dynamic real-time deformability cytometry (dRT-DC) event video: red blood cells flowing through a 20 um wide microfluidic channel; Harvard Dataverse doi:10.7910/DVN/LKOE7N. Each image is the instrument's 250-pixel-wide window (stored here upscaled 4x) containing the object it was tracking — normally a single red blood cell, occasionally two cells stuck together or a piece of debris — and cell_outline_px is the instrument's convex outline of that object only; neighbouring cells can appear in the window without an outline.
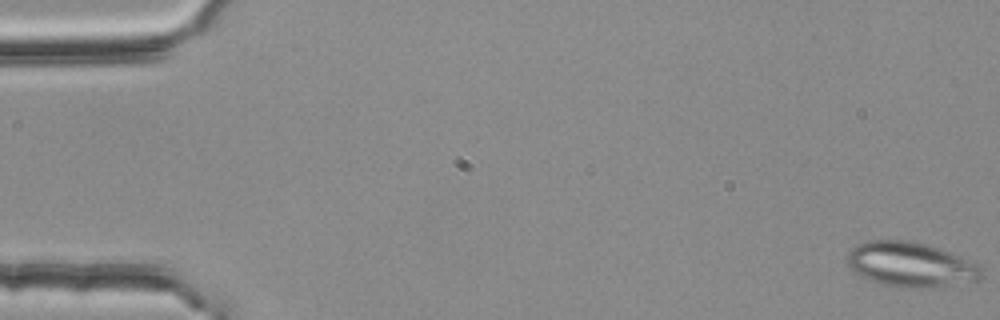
{"species": "common noctule bat (a hibernating species)", "species_latin": "Nyctalus noctula", "temperature_condition": "room temperature", "stored_images_in_passage": 53, "segment_of_instrument_passage": [1, 2], "camera_frame_rate_fps": 3000, "um_per_image_px": 0.085, "animal": {"sex": "female", "body_mass_g": 25.1}, "frame": {"image": 1, "passage_image": 1, "time_ms": 0.0, "image_size_px": [1000, 320], "cell_outline_px": [[984, 276], [976, 280], [924, 288], [916, 288], [888, 284], [868, 280], [856, 272], [848, 264], [848, 252], [852, 248], [868, 240], [908, 240], [924, 244], [960, 256], [976, 264], [984, 272]], "centroid_in_image_um": [77.4, 22.47], "position_along_channel_um": 7.6, "area_um2": 34.1}}